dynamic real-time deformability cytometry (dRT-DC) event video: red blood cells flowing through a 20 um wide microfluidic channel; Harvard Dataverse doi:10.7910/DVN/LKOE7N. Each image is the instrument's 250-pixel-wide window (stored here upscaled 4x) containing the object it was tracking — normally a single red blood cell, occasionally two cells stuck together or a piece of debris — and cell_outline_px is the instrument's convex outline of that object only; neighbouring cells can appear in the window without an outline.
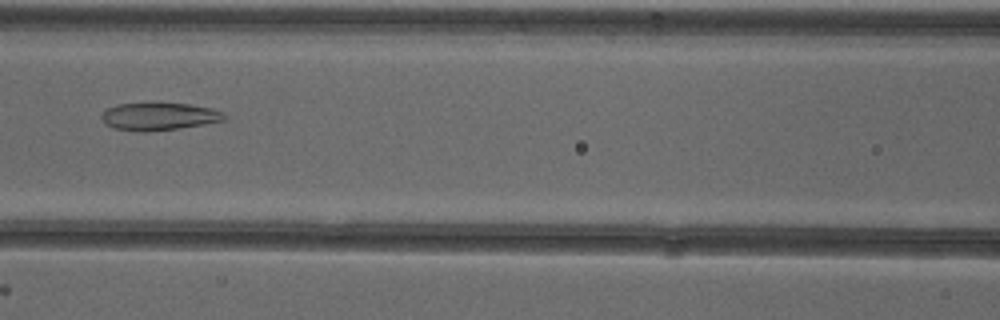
{"species": "common noctule bat (a hibernating species)", "species_latin": "Nyctalus noctula", "temperature_condition": "cold", "stored_images_in_passage": 53, "camera_frame_rate_fps": 3000, "um_per_image_px": 0.085, "animal": {"sex": "female"}, "frame": {"image": 1, "passage_image": 24, "time_ms": 7.667, "image_size_px": [1000, 320], "cell_outline_px": [[228, 116], [224, 120], [204, 124], [148, 132], [140, 132], [116, 128], [104, 124], [100, 116], [108, 108], [116, 104], [148, 100], [152, 100], [192, 104], [212, 108], [224, 112]], "centroid_in_image_um": [13.5, 9.84], "position_along_channel_um": 153.1, "area_um2": 20.69}}
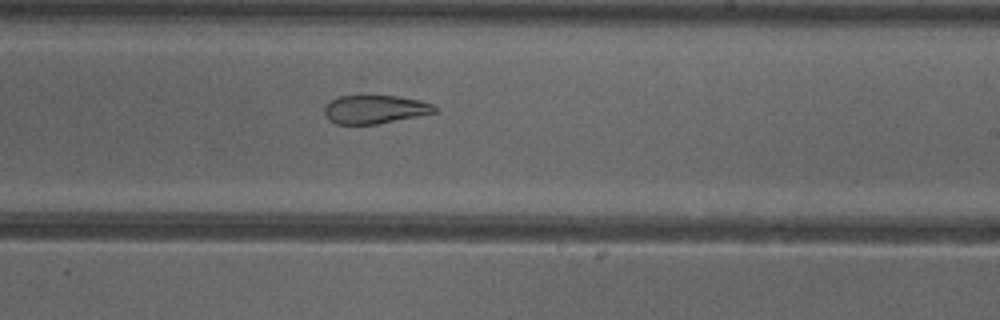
{"frame": {"image": 2, "passage_image": 32, "time_ms": 10.333, "image_size_px": [1000, 320], "cell_outline_px": [[440, 112], [376, 124], [336, 124], [328, 120], [324, 116], [324, 104], [340, 96], [396, 96], [420, 100], [436, 104]], "centroid_in_image_um": [31.9, 9.3], "position_along_channel_um": 257.1, "area_um2": 18.55}}
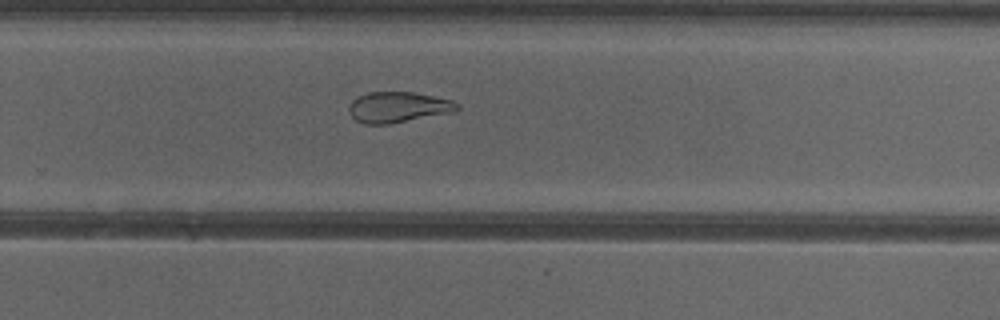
{"frame": {"image": 3, "passage_image": 35, "time_ms": 11.333, "image_size_px": [1000, 320], "cell_outline_px": [[460, 108], [444, 112], [388, 124], [364, 124], [356, 120], [352, 116], [348, 108], [348, 104], [352, 100], [368, 92], [412, 92], [452, 100], [460, 104]], "centroid_in_image_um": [33.75, 9.09], "position_along_channel_um": 296.1, "area_um2": 18.73}, "authors_computed_cell_mechanics": {"area_um2": 25.0852, "velocity_mm_per_s": 3.9029, "shape_relaxation_time_tau1_ms": null, "shape_relaxation_time_tau2_ms": 2.0882, "deformation_change_tau1": null, "deformation_change_tau2": 0.0924}}